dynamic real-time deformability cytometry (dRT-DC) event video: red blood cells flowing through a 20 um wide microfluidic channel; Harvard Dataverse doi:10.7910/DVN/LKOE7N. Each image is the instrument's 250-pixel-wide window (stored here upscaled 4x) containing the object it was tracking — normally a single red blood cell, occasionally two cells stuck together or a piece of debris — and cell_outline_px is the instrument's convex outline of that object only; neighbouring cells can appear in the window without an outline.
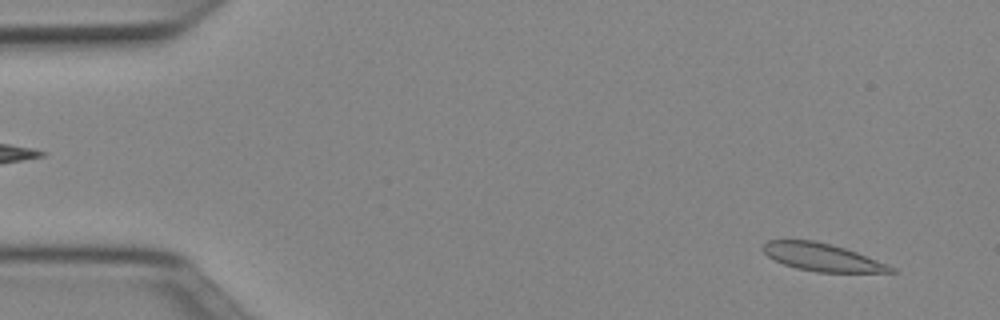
{"species": "Egyptian fruit bat (a non-hibernating species)", "species_latin": "Rousettus aegyptiacus", "temperature_condition": "cold", "stored_images_in_passage": 50, "camera_frame_rate_fps": 3000, "um_per_image_px": 0.085, "animal": {"sex": "female"}, "frame": {"image": 1, "passage_image": 3, "time_ms": 0.667, "image_size_px": [1000, 320], "cell_outline_px": [[900, 272], [816, 272], [796, 268], [784, 264], [768, 256], [760, 248], [768, 240], [812, 240], [844, 248], [856, 252], [888, 264], [896, 268]], "centroid_in_image_um": [69.89, 21.87], "position_along_channel_um": 15.1, "area_um2": 20.46}}
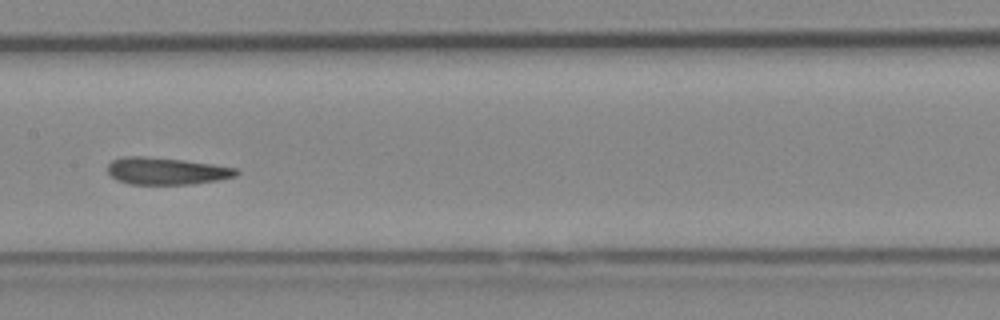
{"frame": {"image": 2, "passage_image": 25, "time_ms": 8.0, "image_size_px": [1000, 320], "cell_outline_px": [[240, 172], [236, 176], [216, 180], [192, 184], [128, 184], [116, 180], [108, 172], [108, 164], [112, 160], [124, 156], [144, 156], [180, 160], [212, 164], [236, 168]], "centroid_in_image_um": [14.11, 14.54], "position_along_channel_um": 193.3, "area_um2": 20.17}}
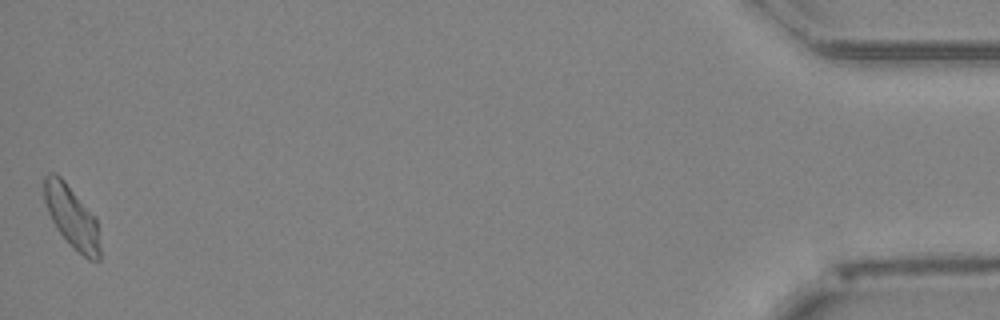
{"frame": {"image": 3, "passage_image": 50, "time_ms": 16.333, "image_size_px": [1000, 320], "cell_outline_px": [[100, 260], [88, 260], [60, 232], [52, 220], [48, 212], [44, 200], [44, 176], [48, 172], [56, 172], [64, 180], [96, 216], [100, 248]], "centroid_in_image_um": [6.11, 18.38], "position_along_channel_um": 429.1, "area_um2": 19.94}, "authors_computed_cell_mechanics": {"area_um2": 20.4901, "velocity_mm_per_s": 3.9458, "shape_relaxation_time_tau1_ms": null, "shape_relaxation_time_tau2_ms": 8.5376, "deformation_change_tau1": null, "deformation_change_tau2": 0.1134}}